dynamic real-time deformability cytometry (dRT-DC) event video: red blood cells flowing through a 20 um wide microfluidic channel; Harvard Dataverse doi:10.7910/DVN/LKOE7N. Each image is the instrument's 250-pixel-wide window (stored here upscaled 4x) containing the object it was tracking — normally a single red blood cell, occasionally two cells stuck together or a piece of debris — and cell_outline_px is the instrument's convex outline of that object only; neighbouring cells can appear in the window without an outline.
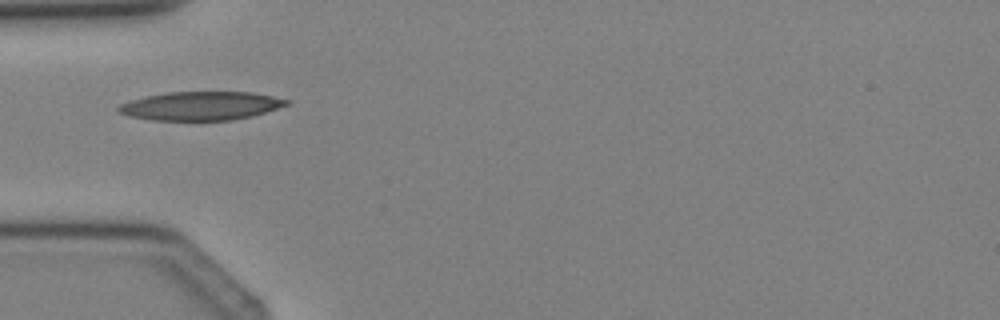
{"species": "Egyptian fruit bat (a non-hibernating species)", "species_latin": "Rousettus aegyptiacus", "temperature_condition": "cold", "stored_images_in_passage": 5, "camera_frame_rate_fps": 3000, "um_per_image_px": 0.085, "animal": {"sex": "female"}, "frame": {"image": 1, "passage_image": 5, "time_ms": 4.667, "image_size_px": [1000, 320], "cell_outline_px": [[288, 104], [252, 116], [232, 120], [152, 120], [132, 116], [120, 112], [116, 108], [120, 104], [132, 100], [148, 96], [168, 92], [252, 92], [272, 96], [288, 100]], "centroid_in_image_um": [17.07, 9.0], "position_along_channel_um": 67.9, "area_um2": 27.57}}